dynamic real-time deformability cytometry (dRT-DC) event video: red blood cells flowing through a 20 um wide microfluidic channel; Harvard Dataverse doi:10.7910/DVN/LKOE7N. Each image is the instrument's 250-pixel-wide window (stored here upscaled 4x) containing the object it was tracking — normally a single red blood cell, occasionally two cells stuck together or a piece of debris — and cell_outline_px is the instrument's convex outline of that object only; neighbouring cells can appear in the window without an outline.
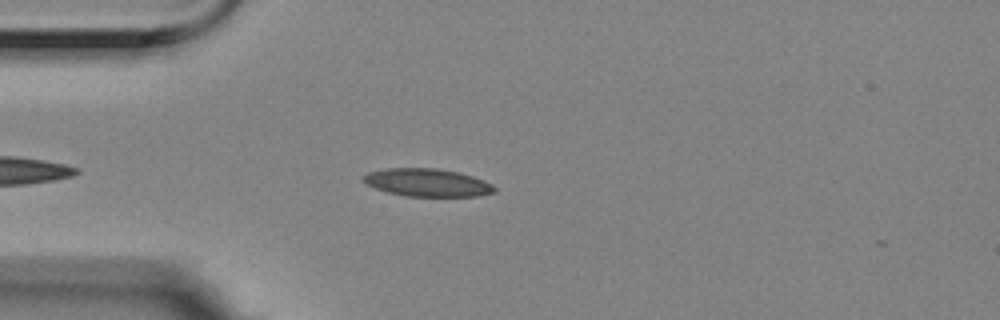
{"species": "Egyptian fruit bat (a non-hibernating species)", "species_latin": "Rousettus aegyptiacus", "temperature_condition": "room temperature", "stored_images_in_passage": 11, "camera_frame_rate_fps": 3000, "um_per_image_px": 0.085, "animal": {"sex": "female"}, "frame": {"image": 1, "passage_image": 4, "time_ms": 1.0, "image_size_px": [1000, 320], "cell_outline_px": [[496, 192], [476, 196], [408, 196], [388, 192], [376, 188], [368, 184], [364, 180], [364, 176], [368, 172], [388, 168], [436, 168], [456, 172], [472, 176], [484, 180], [492, 184], [496, 188]], "centroid_in_image_um": [36.36, 15.52], "position_along_channel_um": 48.6, "area_um2": 20.98}}
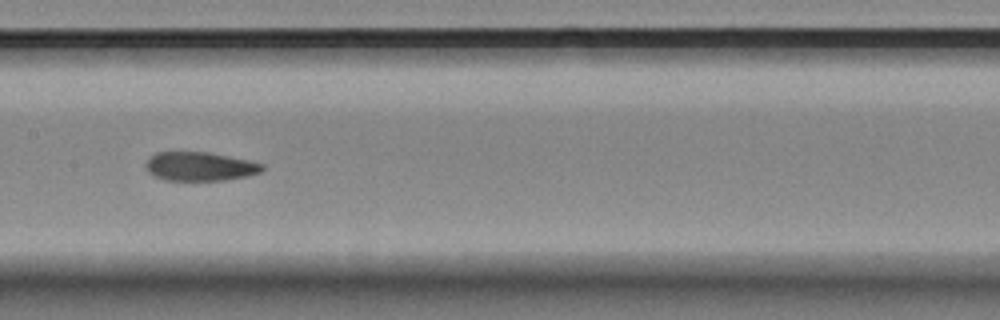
{"frame": {"image": 2, "passage_image": 8, "time_ms": 2.333, "image_size_px": [1000, 320], "cell_outline_px": [[264, 168], [260, 172], [248, 176], [224, 180], [164, 180], [152, 176], [148, 172], [144, 164], [148, 156], [156, 152], [208, 152], [248, 160], [264, 164]], "centroid_in_image_um": [16.93, 14.14], "position_along_channel_um": 190.5, "area_um2": 19.77}}
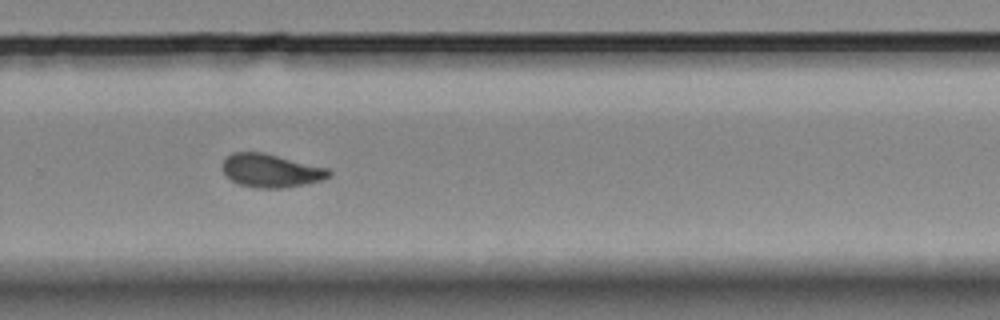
{"frame": {"image": 3, "passage_image": 11, "time_ms": 3.333, "image_size_px": [1000, 320], "cell_outline_px": [[332, 176], [320, 180], [304, 184], [280, 188], [260, 188], [240, 184], [232, 180], [220, 168], [220, 164], [232, 152], [264, 152], [328, 168], [332, 172]], "centroid_in_image_um": [23.02, 14.49], "position_along_channel_um": 306.8, "area_um2": 20.63}}